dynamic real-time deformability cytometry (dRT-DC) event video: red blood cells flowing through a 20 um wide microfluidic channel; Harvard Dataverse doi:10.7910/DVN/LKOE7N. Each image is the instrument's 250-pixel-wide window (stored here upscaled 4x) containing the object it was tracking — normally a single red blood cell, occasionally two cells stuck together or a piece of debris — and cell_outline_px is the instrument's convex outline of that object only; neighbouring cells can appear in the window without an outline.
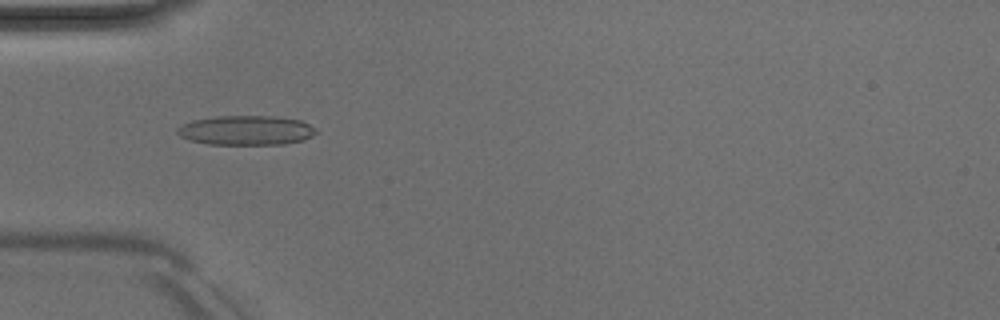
{"species": "Egyptian fruit bat (a non-hibernating species)", "species_latin": "Rousettus aegyptiacus", "temperature_condition": "room temperature", "stored_images_in_passage": 49, "camera_frame_rate_fps": 3000, "um_per_image_px": 0.085, "animal": {"sex": "male"}, "frame": {"image": 1, "passage_image": 15, "time_ms": 4.667, "image_size_px": [1000, 320], "cell_outline_px": [[320, 132], [304, 140], [284, 144], [208, 144], [188, 140], [180, 136], [176, 132], [176, 128], [180, 124], [192, 120], [216, 116], [272, 116], [300, 120], [316, 128]], "centroid_in_image_um": [20.91, 11.07], "position_along_channel_um": 64.1, "area_um2": 24.1}}
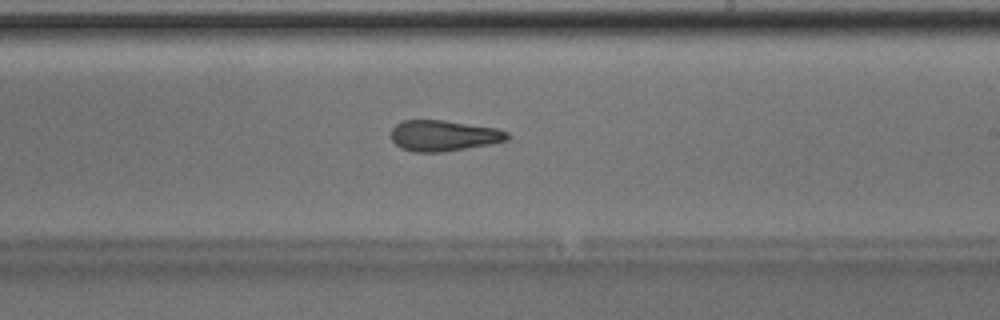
{"frame": {"image": 2, "passage_image": 29, "time_ms": 9.333, "image_size_px": [1000, 320], "cell_outline_px": [[508, 140], [488, 144], [444, 152], [416, 152], [400, 148], [392, 140], [392, 128], [396, 124], [404, 120], [444, 120], [496, 128], [508, 132]], "centroid_in_image_um": [37.69, 11.53], "position_along_channel_um": 251.3, "area_um2": 20.75}}
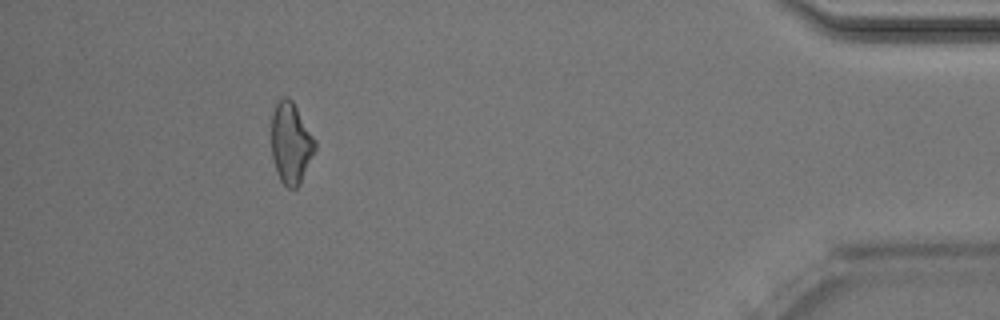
{"frame": {"image": 3, "passage_image": 45, "time_ms": 14.667, "image_size_px": [1000, 320], "cell_outline_px": [[316, 148], [300, 184], [296, 188], [288, 188], [280, 180], [276, 172], [272, 156], [272, 112], [276, 104], [284, 96], [288, 96], [292, 100], [316, 140]], "centroid_in_image_um": [24.73, 12.17], "position_along_channel_um": 410.5, "area_um2": 20.58}, "authors_computed_cell_mechanics": {"area_um2": 21.1548, "velocity_mm_per_s": 4.035, "shape_relaxation_time_tau1_ms": 6.3812, "shape_relaxation_time_tau2_ms": 2.0791, "deformation_change_tau1": 0.1891, "deformation_change_tau2": 0.122}}